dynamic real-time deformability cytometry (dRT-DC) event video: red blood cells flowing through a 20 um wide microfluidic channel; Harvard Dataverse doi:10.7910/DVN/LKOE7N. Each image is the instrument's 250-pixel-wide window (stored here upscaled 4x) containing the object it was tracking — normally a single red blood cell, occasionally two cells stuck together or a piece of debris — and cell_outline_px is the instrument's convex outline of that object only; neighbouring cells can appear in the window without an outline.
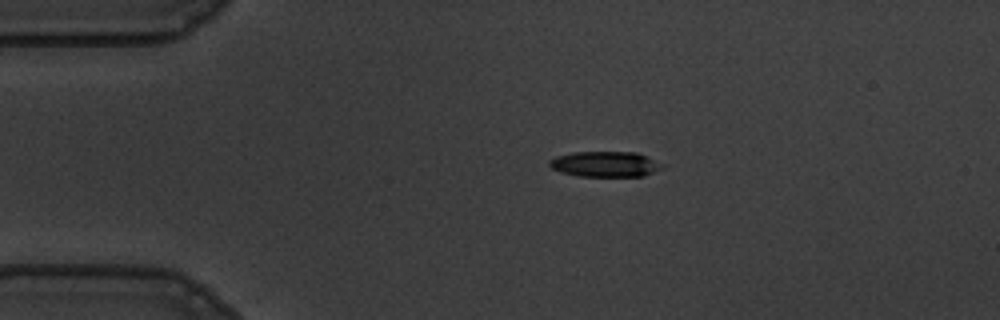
{"species": "common noctule bat (a hibernating species)", "species_latin": "Nyctalus noctula", "temperature_condition": "warm", "stored_images_in_passage": 46, "camera_frame_rate_fps": 3000, "um_per_image_px": 0.085, "animal": {"sex": "male", "body_mass_g": 19.5, "forearm_length_mm": 54.6}, "frame": {"image": 1, "passage_image": 1, "time_ms": 0.0, "image_size_px": [1000, 320], "cell_outline_px": [[664, 168], [644, 176], [576, 176], [560, 172], [552, 168], [548, 164], [548, 160], [556, 156], [572, 152], [636, 152], [664, 164]], "centroid_in_image_um": [51.43, 13.95], "position_along_channel_um": 33.6, "area_um2": 16.88}}
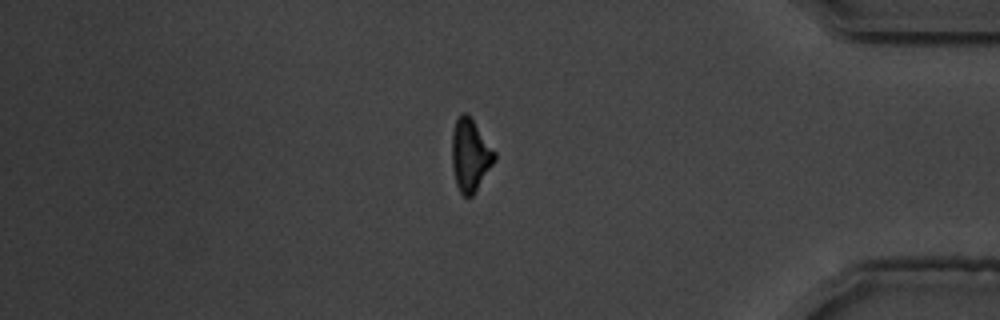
{"frame": {"image": 2, "passage_image": 37, "time_ms": 12.0, "image_size_px": [1000, 320], "cell_outline_px": [[496, 160], [472, 196], [464, 196], [460, 192], [456, 184], [452, 164], [452, 132], [456, 120], [464, 112], [468, 112], [496, 152]], "centroid_in_image_um": [39.98, 13.16], "position_along_channel_um": 395.2, "area_um2": 17.98}}
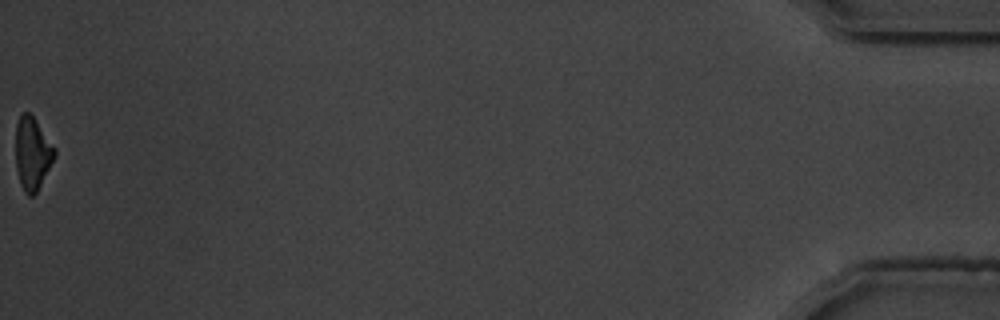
{"frame": {"image": 3, "passage_image": 46, "time_ms": 15.0, "image_size_px": [1000, 320], "cell_outline_px": [[56, 156], [36, 192], [32, 196], [28, 196], [24, 192], [20, 184], [16, 168], [16, 124], [20, 112], [28, 112], [36, 120], [56, 148]], "centroid_in_image_um": [2.75, 13.02], "position_along_channel_um": 432.5, "area_um2": 16.59}, "authors_computed_cell_mechanics": {"area_um2": 18.5538, "velocity_mm_per_s": 3.6071, "shape_relaxation_time_tau1_ms": 5.3902, "shape_relaxation_time_tau2_ms": 6.8249, "deformation_change_tau1": 0.1668, "deformation_change_tau2": 0.1938}}